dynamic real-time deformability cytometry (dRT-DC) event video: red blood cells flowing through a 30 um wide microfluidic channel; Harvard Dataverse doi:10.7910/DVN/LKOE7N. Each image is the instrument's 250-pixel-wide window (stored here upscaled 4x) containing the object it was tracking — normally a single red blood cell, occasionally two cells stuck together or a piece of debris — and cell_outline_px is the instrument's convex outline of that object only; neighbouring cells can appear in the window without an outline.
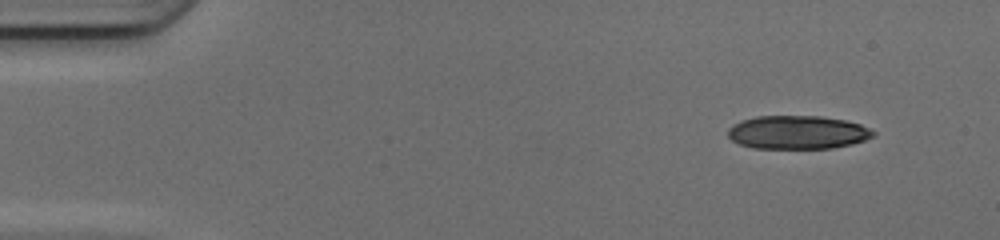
{"species": "common noctule bat (a hibernating species)", "species_latin": "Nyctalus noctula", "temperature_condition": "cold", "stored_images_in_passage": 46, "camera_frame_rate_fps": 3000, "um_per_image_px": 0.085, "animal": {"sex": "female", "body_mass_g": 17.0, "forearm_length_mm": 48.0}, "frame": {"image": 1, "passage_image": 1, "time_ms": 0.0, "image_size_px": [1000, 240], "cell_outline_px": [[876, 132], [872, 136], [864, 140], [852, 144], [832, 148], [756, 148], [740, 144], [732, 140], [728, 136], [728, 128], [732, 124], [740, 120], [756, 116], [820, 116], [844, 120], [860, 124]], "centroid_in_image_um": [67.76, 11.24], "position_along_channel_um": 17.2, "area_um2": 28.26}}
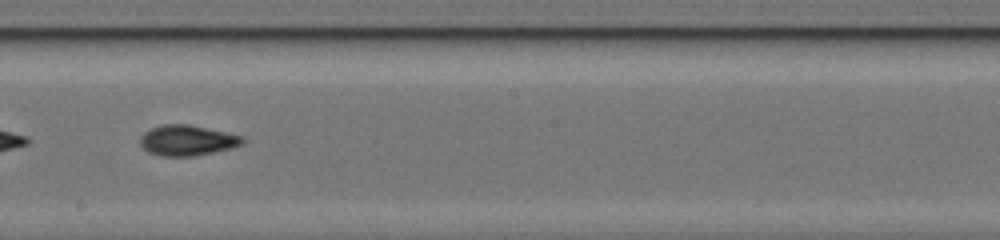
{"frame": {"image": 2, "passage_image": 25, "time_ms": 8.0, "image_size_px": [1000, 240], "cell_outline_px": [[244, 144], [212, 152], [192, 156], [164, 156], [148, 152], [140, 144], [140, 136], [144, 132], [152, 128], [164, 124], [188, 124], [244, 136]], "centroid_in_image_um": [15.9, 11.92], "position_along_channel_um": 232.3, "area_um2": 17.98}}
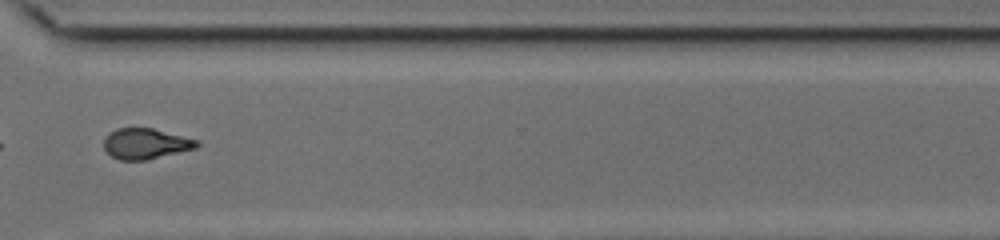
{"frame": {"image": 3, "passage_image": 34, "time_ms": 11.0, "image_size_px": [1000, 240], "cell_outline_px": [[200, 144], [196, 148], [144, 160], [120, 160], [112, 156], [104, 148], [104, 140], [108, 132], [116, 128], [152, 128], [200, 140]], "centroid_in_image_um": [12.38, 12.2], "position_along_channel_um": 358.2, "area_um2": 16.53}, "authors_computed_cell_mechanics": {"area_um2": 17.4845, "velocity_mm_per_s": 4.2087, "shape_relaxation_time_tau1_ms": 2.6779, "shape_relaxation_time_tau2_ms": 2.4104, "deformation_change_tau1": 0.1449, "deformation_change_tau2": 0.0809}}